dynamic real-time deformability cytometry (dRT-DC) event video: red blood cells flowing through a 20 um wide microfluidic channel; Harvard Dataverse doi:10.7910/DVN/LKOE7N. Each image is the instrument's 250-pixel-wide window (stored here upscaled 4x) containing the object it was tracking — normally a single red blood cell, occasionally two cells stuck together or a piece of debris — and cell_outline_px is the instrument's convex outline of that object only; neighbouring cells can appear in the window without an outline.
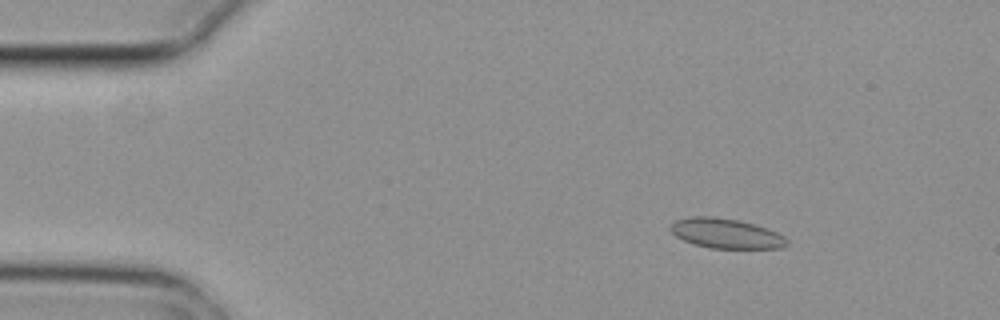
{"species": "common noctule bat (a hibernating species)", "species_latin": "Nyctalus noctula", "temperature_condition": "cold", "stored_images_in_passage": 6, "camera_frame_rate_fps": 3000, "um_per_image_px": 0.085, "animal": {"sex": "female", "body_mass_g": 29.2, "forearm_length_mm": 56.3}, "frame": {"image": 1, "passage_image": 3, "time_ms": 0.667, "image_size_px": [1000, 320], "cell_outline_px": [[788, 244], [784, 248], [712, 248], [692, 244], [676, 236], [668, 228], [676, 220], [692, 216], [716, 216], [740, 220], [768, 228], [784, 236], [788, 240]], "centroid_in_image_um": [61.72, 19.83], "position_along_channel_um": 23.3, "area_um2": 20.4}}
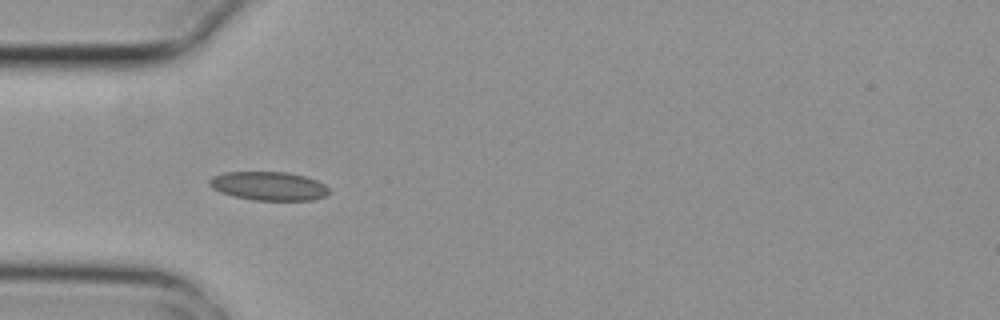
{"frame": {"image": 2, "passage_image": 5, "time_ms": 1.333, "image_size_px": [1000, 320], "cell_outline_px": [[332, 192], [328, 196], [312, 200], [252, 200], [232, 196], [220, 192], [212, 188], [208, 184], [208, 180], [212, 176], [224, 172], [288, 172], [304, 176], [316, 180], [324, 184]], "centroid_in_image_um": [22.84, 15.81], "position_along_channel_um": 62.2, "area_um2": 20.29}}
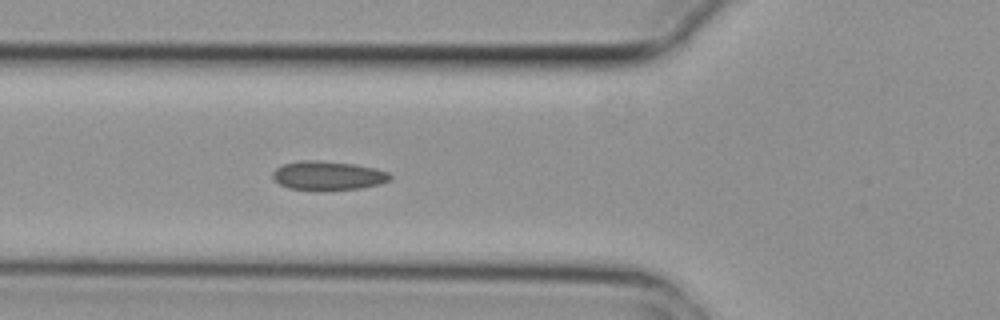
{"frame": {"image": 3, "passage_image": 6, "time_ms": 1.667, "image_size_px": [1000, 320], "cell_outline_px": [[392, 180], [380, 184], [360, 188], [288, 188], [272, 180], [272, 172], [276, 168], [284, 164], [304, 160], [320, 160], [352, 164], [376, 168], [388, 172], [392, 176]], "centroid_in_image_um": [27.89, 14.89], "position_along_channel_um": 97.9, "area_um2": 19.31}}